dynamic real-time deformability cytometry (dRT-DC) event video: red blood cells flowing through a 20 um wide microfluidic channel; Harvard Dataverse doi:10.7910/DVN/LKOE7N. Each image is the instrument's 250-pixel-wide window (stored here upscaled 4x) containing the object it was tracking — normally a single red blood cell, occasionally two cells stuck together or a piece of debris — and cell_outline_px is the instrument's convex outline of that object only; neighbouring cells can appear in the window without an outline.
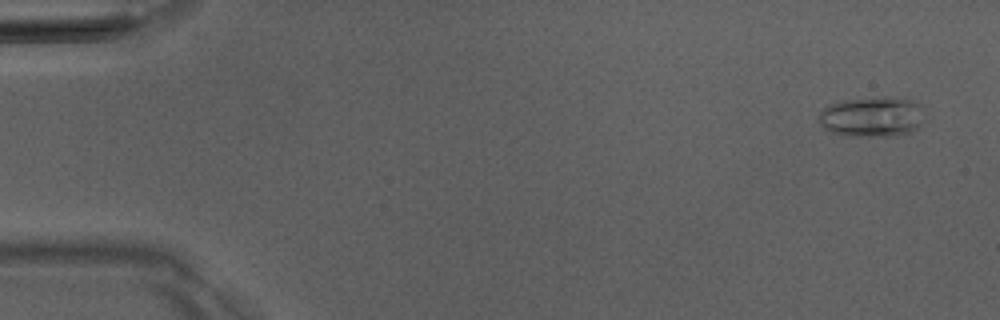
{"species": "Egyptian fruit bat (a non-hibernating species)", "species_latin": "Rousettus aegyptiacus", "temperature_condition": "room temperature", "stored_images_in_passage": 6, "camera_frame_rate_fps": 3000, "um_per_image_px": 0.085, "animal": {"sex": "male"}, "frame": {"image": 1, "passage_image": 1, "time_ms": 0.0, "image_size_px": [1000, 320], "cell_outline_px": [[920, 128], [912, 132], [896, 136], [844, 136], [832, 132], [824, 128], [816, 120], [820, 112], [828, 104], [844, 100], [884, 96], [896, 96], [916, 100], [920, 104]], "centroid_in_image_um": [74.1, 9.92], "position_along_channel_um": 10.9, "area_um2": 25.26}}